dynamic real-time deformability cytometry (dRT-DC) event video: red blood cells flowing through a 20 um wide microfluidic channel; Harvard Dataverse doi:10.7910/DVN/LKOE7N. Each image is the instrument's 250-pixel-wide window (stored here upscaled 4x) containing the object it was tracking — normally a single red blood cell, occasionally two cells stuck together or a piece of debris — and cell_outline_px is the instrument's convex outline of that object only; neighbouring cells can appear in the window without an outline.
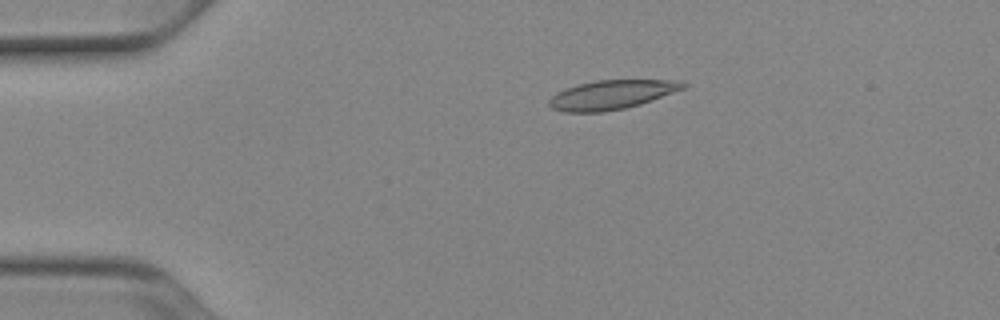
{"species": "Egyptian fruit bat (a non-hibernating species)", "species_latin": "Rousettus aegyptiacus", "temperature_condition": "cold", "stored_images_in_passage": 52, "camera_frame_rate_fps": 3000, "um_per_image_px": 0.085, "animal": {"sex": "female"}, "frame": {"image": 1, "passage_image": 11, "time_ms": 3.333, "image_size_px": [1000, 320], "cell_outline_px": [[688, 84], [684, 88], [652, 100], [640, 104], [624, 108], [604, 112], [564, 112], [552, 108], [548, 104], [548, 100], [556, 92], [564, 88], [596, 80], [684, 80]], "centroid_in_image_um": [51.98, 8.05], "position_along_channel_um": 33.0, "area_um2": 22.77}}
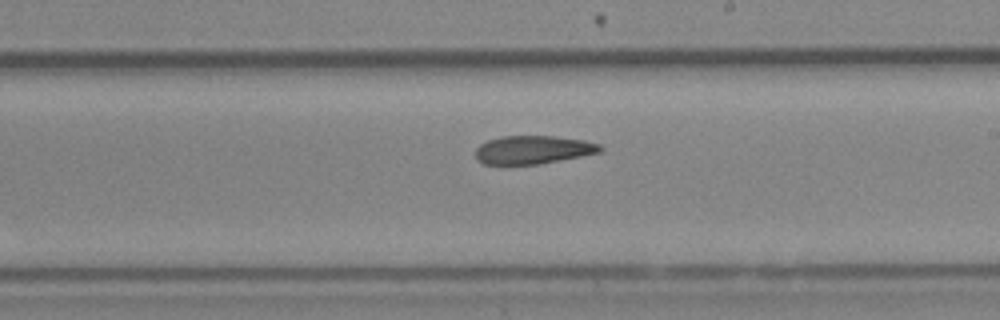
{"frame": {"image": 2, "passage_image": 31, "time_ms": 10.0, "image_size_px": [1000, 320], "cell_outline_px": [[604, 148], [600, 152], [540, 164], [484, 164], [476, 160], [476, 148], [480, 144], [488, 140], [500, 136], [552, 136], [584, 140], [600, 144]], "centroid_in_image_um": [45.29, 12.73], "position_along_channel_um": 243.7, "area_um2": 20.52}}
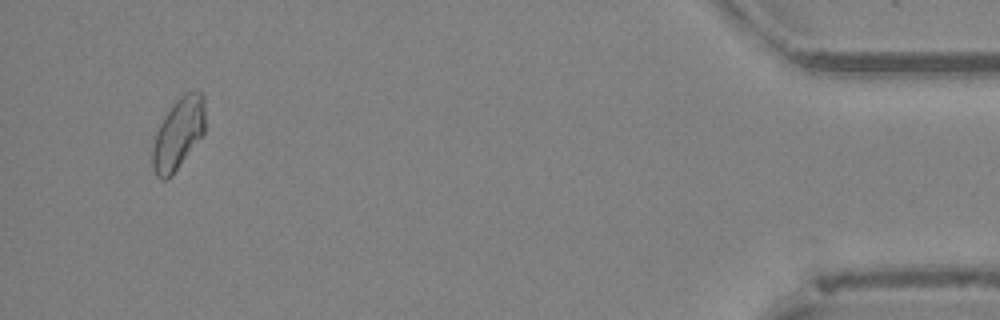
{"frame": {"image": 3, "passage_image": 50, "time_ms": 16.333, "image_size_px": [1000, 320], "cell_outline_px": [[204, 132], [172, 176], [164, 180], [160, 180], [156, 176], [152, 168], [152, 148], [156, 132], [160, 124], [172, 104], [184, 92], [196, 88], [204, 96]], "centroid_in_image_um": [15.14, 11.34], "position_along_channel_um": 420.1, "area_um2": 21.96}, "authors_computed_cell_mechanics": {"area_um2": 22.1952, "velocity_mm_per_s": 3.9141, "shape_relaxation_time_tau1_ms": 11.0357, "shape_relaxation_time_tau2_ms": 5.0658, "deformation_change_tau1": 0.2167, "deformation_change_tau2": 0.1223}}